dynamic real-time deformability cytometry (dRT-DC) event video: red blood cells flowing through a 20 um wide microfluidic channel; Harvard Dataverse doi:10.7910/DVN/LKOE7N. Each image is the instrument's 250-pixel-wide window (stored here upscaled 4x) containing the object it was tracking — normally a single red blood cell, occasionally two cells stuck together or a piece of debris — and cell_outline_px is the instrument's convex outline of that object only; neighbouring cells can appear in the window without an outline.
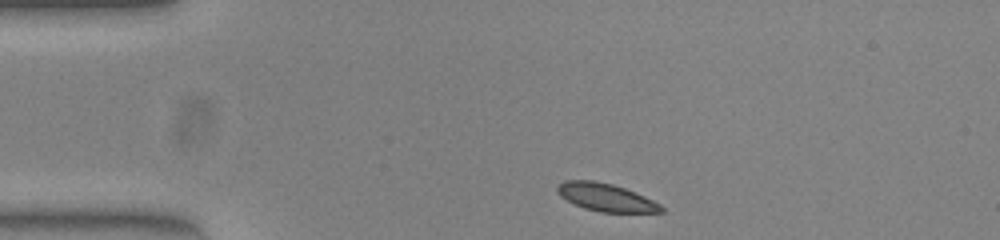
{"species": "common noctule bat (a hibernating species)", "species_latin": "Nyctalus noctula", "temperature_condition": "warm", "stored_images_in_passage": 44, "camera_frame_rate_fps": 3000, "um_per_image_px": 0.085, "animal": {"sex": "female", "body_mass_g": 23.0, "forearm_length_mm": 53.4}, "frame": {"image": 1, "passage_image": 1, "time_ms": 0.0, "image_size_px": [1000, 240], "cell_outline_px": [[664, 212], [600, 212], [584, 208], [560, 196], [556, 192], [556, 188], [564, 180], [592, 180], [612, 184], [624, 188], [644, 196], [660, 204], [664, 208]], "centroid_in_image_um": [51.49, 16.77], "position_along_channel_um": 33.5, "area_um2": 16.65}}
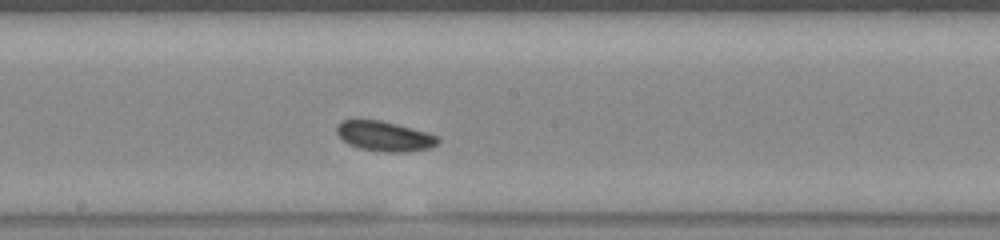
{"frame": {"image": 2, "passage_image": 19, "time_ms": 6.0, "image_size_px": [1000, 240], "cell_outline_px": [[440, 140], [436, 144], [428, 148], [408, 152], [384, 152], [360, 148], [348, 144], [336, 132], [336, 128], [340, 120], [380, 120], [396, 124], [440, 136]], "centroid_in_image_um": [32.68, 11.58], "position_along_channel_um": 215.5, "area_um2": 17.51}}
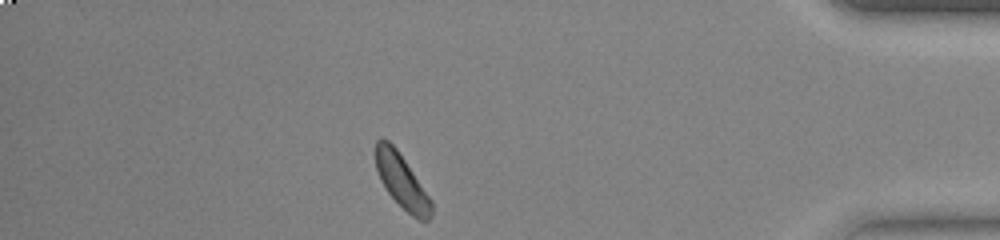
{"frame": {"image": 3, "passage_image": 37, "time_ms": 12.0, "image_size_px": [1000, 240], "cell_outline_px": [[432, 216], [428, 220], [420, 220], [412, 216], [388, 192], [380, 180], [376, 168], [376, 140], [380, 136], [388, 140], [396, 148], [432, 200]], "centroid_in_image_um": [34.15, 15.38], "position_along_channel_um": 401.1, "area_um2": 17.22}}